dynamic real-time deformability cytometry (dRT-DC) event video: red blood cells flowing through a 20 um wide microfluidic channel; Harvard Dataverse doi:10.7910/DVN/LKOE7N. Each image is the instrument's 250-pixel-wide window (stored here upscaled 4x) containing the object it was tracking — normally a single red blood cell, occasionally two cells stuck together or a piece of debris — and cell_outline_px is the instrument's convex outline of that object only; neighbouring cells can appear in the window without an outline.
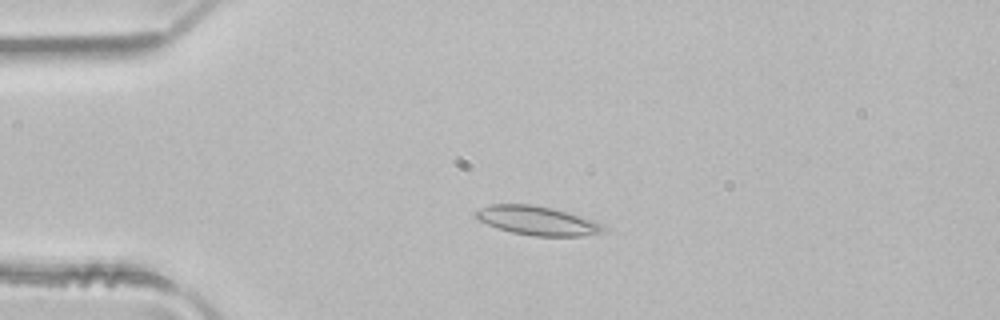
{"species": "common noctule bat (a hibernating species)", "species_latin": "Nyctalus noctula", "temperature_condition": "room temperature", "stored_images_in_passage": 6, "camera_frame_rate_fps": 3000, "um_per_image_px": 0.085, "animal": {"sex": "male", "body_mass_g": 21.5, "forearm_length_mm": 52.0}, "frame": {"image": 1, "passage_image": 4, "time_ms": 1.0, "image_size_px": [1000, 320], "cell_outline_px": [[608, 228], [600, 232], [580, 236], [532, 236], [512, 232], [496, 228], [472, 216], [472, 212], [488, 204], [528, 204], [552, 208], [604, 224]], "centroid_in_image_um": [45.59, 18.75], "position_along_channel_um": 39.4, "area_um2": 21.44}}
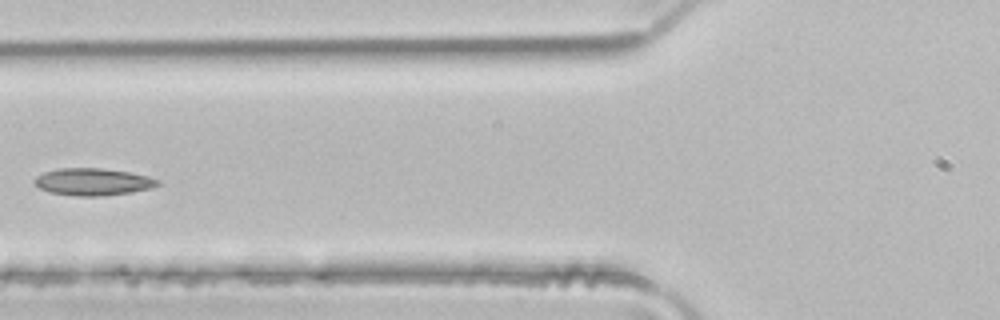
{"frame": {"image": 2, "passage_image": 6, "time_ms": 1.667, "image_size_px": [1000, 320], "cell_outline_px": [[160, 184], [152, 188], [132, 192], [100, 196], [76, 196], [48, 192], [40, 188], [32, 180], [36, 176], [44, 172], [56, 168], [100, 168], [128, 172], [160, 180]], "centroid_in_image_um": [7.86, 15.46], "position_along_channel_um": 117.9, "area_um2": 19.48}}